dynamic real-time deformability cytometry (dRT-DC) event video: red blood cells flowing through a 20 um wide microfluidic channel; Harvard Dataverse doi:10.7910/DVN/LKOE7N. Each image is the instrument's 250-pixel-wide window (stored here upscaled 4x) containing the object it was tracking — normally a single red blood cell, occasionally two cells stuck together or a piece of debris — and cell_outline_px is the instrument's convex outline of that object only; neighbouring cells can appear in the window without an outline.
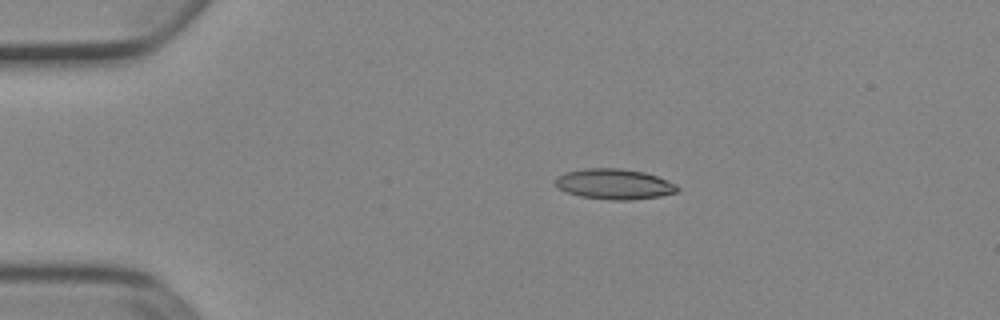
{"species": "Egyptian fruit bat (a non-hibernating species)", "species_latin": "Rousettus aegyptiacus", "temperature_condition": "cold", "stored_images_in_passage": 42, "camera_frame_rate_fps": 3000, "um_per_image_px": 0.085, "animal": {"sex": "female"}, "frame": {"image": 1, "passage_image": 1, "time_ms": 0.0, "image_size_px": [1000, 320], "cell_outline_px": [[680, 188], [676, 192], [660, 196], [632, 200], [608, 200], [580, 196], [568, 192], [560, 188], [556, 184], [556, 180], [564, 172], [584, 168], [620, 168], [644, 172], [656, 176], [676, 184]], "centroid_in_image_um": [52.24, 15.65], "position_along_channel_um": 32.8, "area_um2": 21.5}}
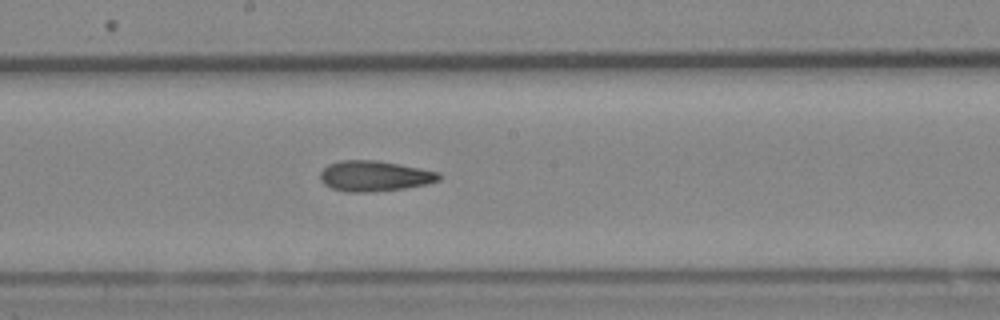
{"frame": {"image": 2, "passage_image": 19, "time_ms": 6.0, "image_size_px": [1000, 320], "cell_outline_px": [[440, 180], [428, 184], [404, 188], [372, 192], [348, 192], [332, 188], [324, 184], [320, 180], [320, 172], [328, 164], [340, 160], [376, 160], [420, 168], [440, 172]], "centroid_in_image_um": [31.82, 14.96], "position_along_channel_um": 216.4, "area_um2": 21.15}}
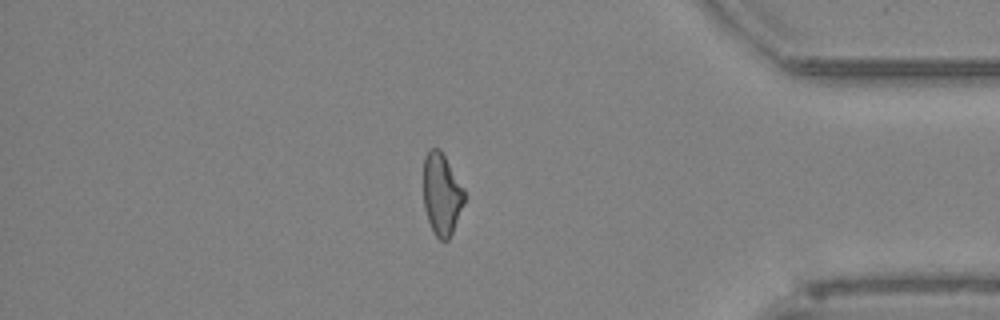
{"frame": {"image": 3, "passage_image": 35, "time_ms": 11.333, "image_size_px": [1000, 320], "cell_outline_px": [[464, 204], [452, 232], [448, 240], [440, 240], [436, 236], [428, 220], [424, 208], [424, 156], [428, 148], [440, 148], [464, 188]], "centroid_in_image_um": [37.54, 16.47], "position_along_channel_um": 397.7, "area_um2": 19.48}, "authors_computed_cell_mechanics": {"area_um2": 20.7791, "velocity_mm_per_s": 3.9113, "shape_relaxation_time_tau1_ms": null, "shape_relaxation_time_tau2_ms": 4.4834, "deformation_change_tau1": null, "deformation_change_tau2": 0.1311}}